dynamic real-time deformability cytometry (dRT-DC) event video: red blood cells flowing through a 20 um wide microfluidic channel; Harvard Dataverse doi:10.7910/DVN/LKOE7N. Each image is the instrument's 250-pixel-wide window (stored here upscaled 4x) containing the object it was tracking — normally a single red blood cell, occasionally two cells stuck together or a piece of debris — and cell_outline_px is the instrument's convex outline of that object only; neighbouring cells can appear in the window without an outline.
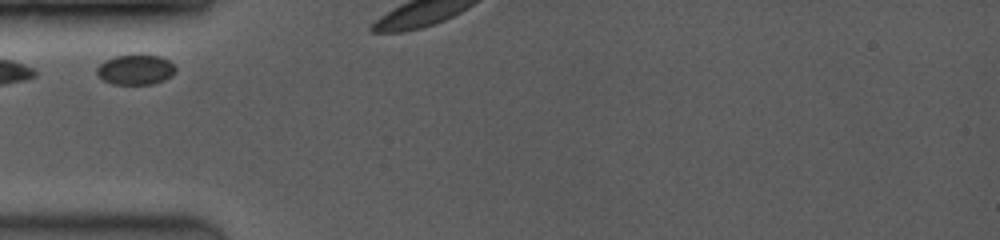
{"species": "common noctule bat (a hibernating species)", "species_latin": "Nyctalus noctula", "temperature_condition": "room temperature", "stored_images_in_passage": 3, "camera_frame_rate_fps": 3500, "um_per_image_px": 0.085, "animal": {"sex": "female", "body_mass_g": 19.0, "forearm_length_mm": 53.3}, "frame": {"image": 1, "passage_image": 1, "time_ms": 0.0, "image_size_px": [1000, 240], "cell_outline_px": [[176, 72], [172, 76], [164, 80], [152, 84], [112, 84], [96, 76], [96, 68], [104, 60], [116, 56], [140, 52], [160, 56], [168, 60], [176, 68]], "centroid_in_image_um": [11.52, 5.89], "position_along_channel_um": 73.5, "area_um2": 14.33}}